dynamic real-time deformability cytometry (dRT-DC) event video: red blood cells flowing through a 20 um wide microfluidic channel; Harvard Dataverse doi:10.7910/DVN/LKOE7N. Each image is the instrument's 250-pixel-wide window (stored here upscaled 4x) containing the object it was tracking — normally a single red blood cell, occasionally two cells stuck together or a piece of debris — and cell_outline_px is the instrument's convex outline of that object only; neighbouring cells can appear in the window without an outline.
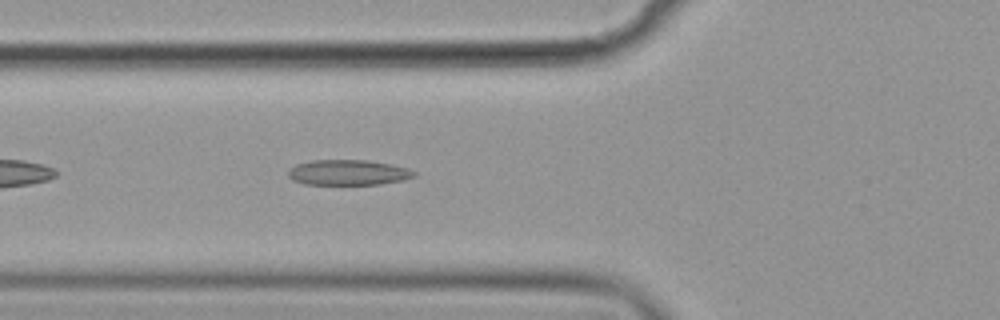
{"species": "common noctule bat (a hibernating species)", "species_latin": "Nyctalus noctula", "temperature_condition": "cold", "stored_images_in_passage": 41, "camera_frame_rate_fps": 3000, "um_per_image_px": 0.085, "animal": {"sex": "female", "body_mass_g": 19.9}, "frame": {"image": 1, "passage_image": 6, "time_ms": 1.667, "image_size_px": [1000, 320], "cell_outline_px": [[416, 176], [404, 180], [380, 184], [304, 184], [292, 180], [288, 176], [288, 168], [296, 164], [312, 160], [364, 160], [392, 164], [408, 168], [416, 172]], "centroid_in_image_um": [29.59, 14.66], "position_along_channel_um": 96.2, "area_um2": 18.73}}
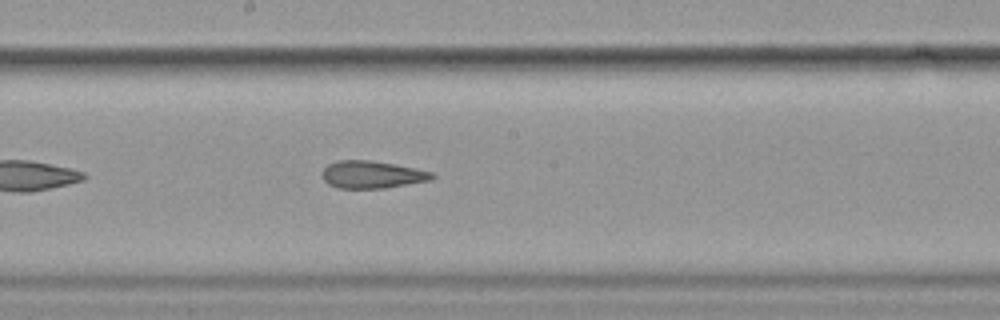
{"frame": {"image": 2, "passage_image": 16, "time_ms": 5.0, "image_size_px": [1000, 320], "cell_outline_px": [[436, 176], [432, 180], [384, 188], [340, 188], [328, 184], [324, 180], [324, 168], [328, 164], [340, 160], [372, 160], [396, 164], [416, 168], [432, 172]], "centroid_in_image_um": [31.67, 14.83], "position_along_channel_um": 216.5, "area_um2": 17.51}}
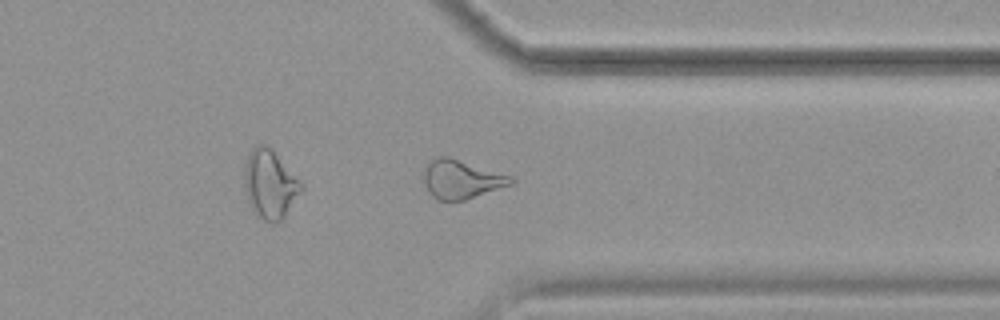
{"frame": {"image": 3, "passage_image": 29, "time_ms": 9.333, "image_size_px": [1000, 320], "cell_outline_px": [[516, 180], [512, 184], [464, 200], [436, 200], [428, 192], [424, 180], [424, 164], [440, 156], [448, 156], [512, 176]], "centroid_in_image_um": [39.2, 15.23], "position_along_channel_um": 372.2, "area_um2": 19.59}, "authors_computed_cell_mechanics": {"area_um2": 18.5538, "velocity_mm_per_s": 3.6032, "shape_relaxation_time_tau1_ms": 6.9506, "shape_relaxation_time_tau2_ms": 3.1023, "deformation_change_tau1": 0.1836, "deformation_change_tau2": 0.1177}}